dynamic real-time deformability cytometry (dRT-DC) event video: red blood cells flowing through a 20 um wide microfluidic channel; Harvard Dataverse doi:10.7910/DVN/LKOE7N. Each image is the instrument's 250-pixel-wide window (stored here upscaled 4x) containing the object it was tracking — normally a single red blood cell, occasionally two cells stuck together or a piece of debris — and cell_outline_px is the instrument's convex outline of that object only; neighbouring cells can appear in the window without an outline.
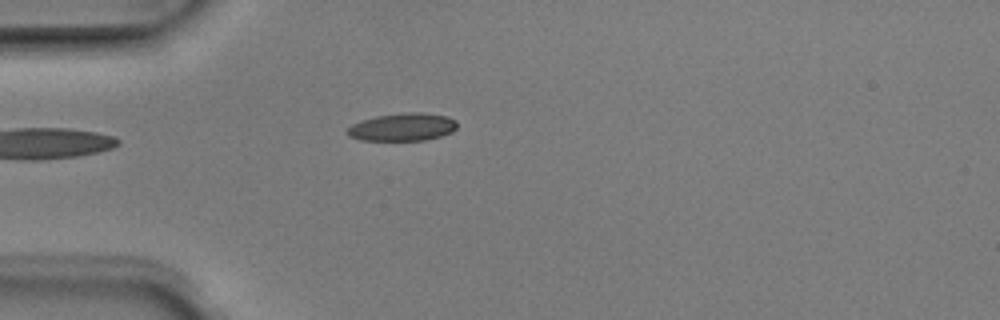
{"species": "Egyptian fruit bat (a non-hibernating species)", "species_latin": "Rousettus aegyptiacus", "temperature_condition": "room temperature", "stored_images_in_passage": 5, "camera_frame_rate_fps": 3000, "um_per_image_px": 0.085, "animal": {"sex": "male"}, "frame": {"image": 1, "passage_image": 3, "time_ms": 0.667, "image_size_px": [1000, 320], "cell_outline_px": [[456, 128], [452, 132], [440, 136], [424, 140], [360, 140], [348, 136], [344, 132], [352, 124], [376, 116], [404, 112], [424, 112], [448, 116], [456, 120]], "centroid_in_image_um": [34.21, 10.79], "position_along_channel_um": 50.8, "area_um2": 17.86}}
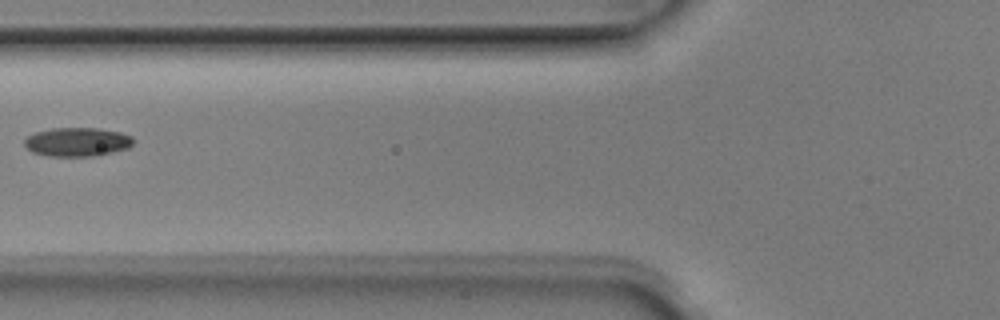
{"frame": {"image": 2, "passage_image": 5, "time_ms": 1.333, "image_size_px": [1000, 320], "cell_outline_px": [[136, 140], [128, 148], [92, 156], [48, 156], [32, 152], [24, 144], [24, 140], [28, 136], [36, 132], [52, 128], [96, 128], [120, 132], [132, 136]], "centroid_in_image_um": [6.57, 12.06], "position_along_channel_um": 119.2, "area_um2": 18.21}}